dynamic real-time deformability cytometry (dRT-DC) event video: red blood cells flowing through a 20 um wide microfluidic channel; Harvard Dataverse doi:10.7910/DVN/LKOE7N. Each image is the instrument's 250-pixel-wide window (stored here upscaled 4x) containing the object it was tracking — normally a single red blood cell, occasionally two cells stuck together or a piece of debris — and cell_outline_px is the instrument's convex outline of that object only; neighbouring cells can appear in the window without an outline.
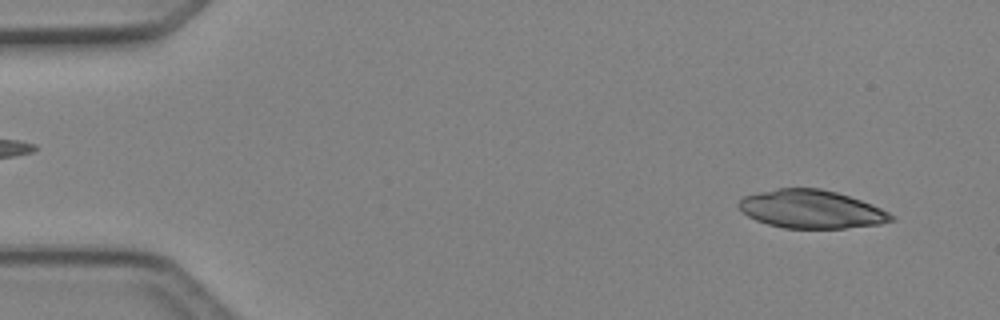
{"species": "Egyptian fruit bat (a non-hibernating species)", "species_latin": "Rousettus aegyptiacus", "temperature_condition": "cold", "stored_images_in_passage": 46, "camera_frame_rate_fps": 3000, "um_per_image_px": 0.085, "animal": {"sex": "female"}, "frame": {"image": 1, "passage_image": 3, "time_ms": 0.667, "image_size_px": [1000, 320], "cell_outline_px": [[896, 220], [880, 224], [844, 228], [784, 228], [768, 224], [756, 220], [748, 216], [736, 204], [744, 196], [756, 192], [776, 188], [820, 188], [836, 192], [872, 204], [896, 216]], "centroid_in_image_um": [68.97, 17.78], "position_along_channel_um": 16.0, "area_um2": 33.99}}